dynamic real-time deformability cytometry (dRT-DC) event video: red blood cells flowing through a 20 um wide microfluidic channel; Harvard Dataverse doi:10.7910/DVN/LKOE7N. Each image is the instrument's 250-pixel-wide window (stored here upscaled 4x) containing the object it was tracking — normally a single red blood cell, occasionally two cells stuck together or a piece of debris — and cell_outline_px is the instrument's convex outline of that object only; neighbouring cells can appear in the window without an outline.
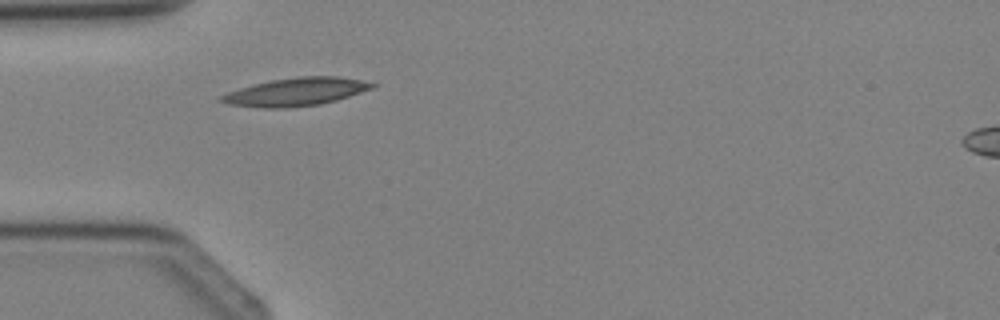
{"species": "Egyptian fruit bat (a non-hibernating species)", "species_latin": "Rousettus aegyptiacus", "temperature_condition": "cold", "stored_images_in_passage": 1, "camera_frame_rate_fps": 3000, "um_per_image_px": 0.085, "animal": {"sex": "female"}, "frame": {"image": 1, "passage_image": 1, "time_ms": 0.0, "image_size_px": [1000, 320], "cell_outline_px": [[376, 84], [372, 88], [336, 100], [320, 104], [284, 108], [260, 108], [228, 104], [216, 100], [220, 96], [228, 92], [252, 84], [272, 80], [296, 76], [336, 76], [360, 80]], "centroid_in_image_um": [25.08, 7.81], "position_along_channel_um": 59.9, "area_um2": 24.51}}